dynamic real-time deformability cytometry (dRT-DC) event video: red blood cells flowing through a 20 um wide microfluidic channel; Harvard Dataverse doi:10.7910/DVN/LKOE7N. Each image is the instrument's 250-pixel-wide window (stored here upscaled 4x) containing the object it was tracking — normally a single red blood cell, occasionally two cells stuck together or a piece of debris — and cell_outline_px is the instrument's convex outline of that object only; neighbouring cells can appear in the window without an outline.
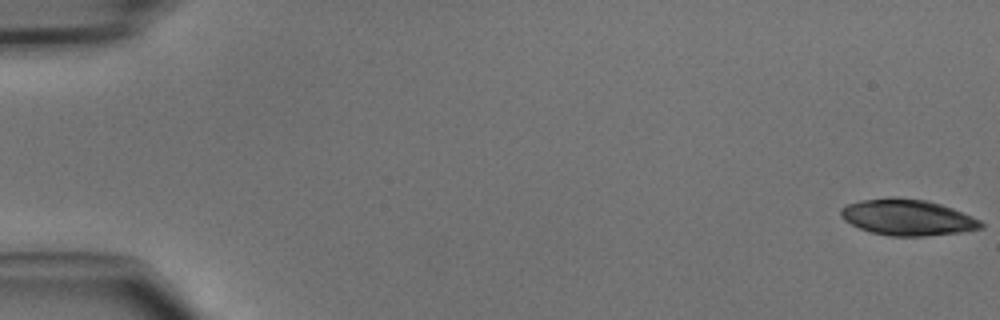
{"species": "common noctule bat (a hibernating species)", "species_latin": "Nyctalus noctula", "temperature_condition": "cold", "stored_images_in_passage": 47, "camera_frame_rate_fps": 3000, "um_per_image_px": 0.085, "animal": {"sex": "male", "body_mass_g": 15.6}, "frame": {"image": 1, "passage_image": 1, "time_ms": 0.0, "image_size_px": [1000, 320], "cell_outline_px": [[984, 228], [960, 232], [924, 236], [888, 236], [872, 232], [860, 228], [844, 220], [840, 216], [840, 208], [848, 204], [860, 200], [888, 196], [896, 196], [928, 200], [952, 208], [972, 216], [980, 220], [984, 224]], "centroid_in_image_um": [77.13, 18.46], "position_along_channel_um": 7.9, "area_um2": 29.71}}
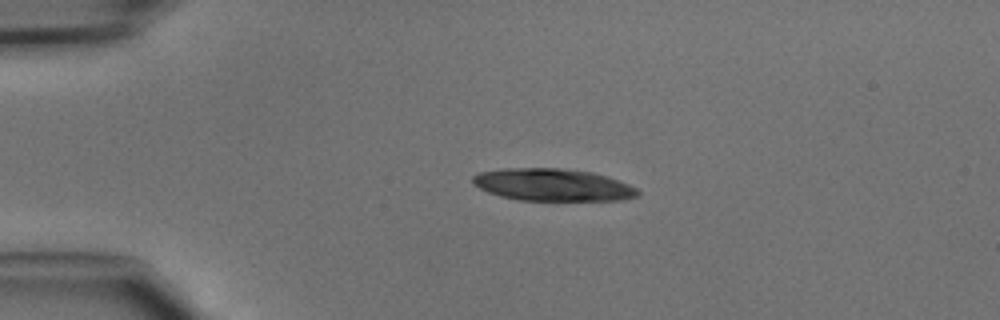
{"frame": {"image": 2, "passage_image": 11, "time_ms": 3.333, "image_size_px": [1000, 320], "cell_outline_px": [[640, 192], [636, 196], [620, 200], [520, 200], [500, 196], [488, 192], [472, 184], [472, 176], [480, 172], [500, 168], [560, 168], [592, 172], [620, 180], [636, 188]], "centroid_in_image_um": [46.95, 15.7], "position_along_channel_um": 38.0, "area_um2": 31.04}}